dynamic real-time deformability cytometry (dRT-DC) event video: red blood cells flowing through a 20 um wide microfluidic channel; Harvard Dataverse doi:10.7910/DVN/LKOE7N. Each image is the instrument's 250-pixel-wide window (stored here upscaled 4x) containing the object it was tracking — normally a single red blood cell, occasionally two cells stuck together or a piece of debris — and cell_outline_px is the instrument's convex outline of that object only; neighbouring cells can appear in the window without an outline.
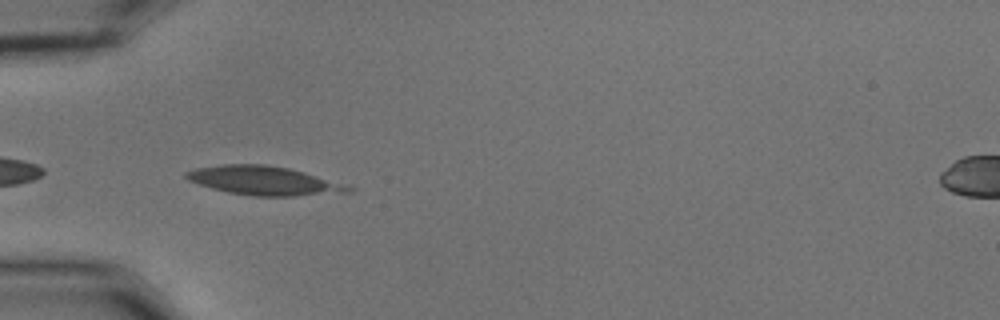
{"species": "common noctule bat (a hibernating species)", "species_latin": "Nyctalus noctula", "temperature_condition": "cold", "stored_images_in_passage": 6, "camera_frame_rate_fps": 3000, "um_per_image_px": 0.085, "animal": {"sex": "male", "body_mass_g": 15.6}, "frame": {"image": 1, "passage_image": 2, "time_ms": 0.333, "image_size_px": [1000, 320], "cell_outline_px": [[356, 188], [352, 192], [292, 196], [252, 196], [228, 192], [212, 188], [188, 180], [184, 176], [184, 172], [196, 168], [220, 164], [264, 164], [288, 168], [304, 172]], "centroid_in_image_um": [22.41, 15.35], "position_along_channel_um": 62.6, "area_um2": 27.17}}